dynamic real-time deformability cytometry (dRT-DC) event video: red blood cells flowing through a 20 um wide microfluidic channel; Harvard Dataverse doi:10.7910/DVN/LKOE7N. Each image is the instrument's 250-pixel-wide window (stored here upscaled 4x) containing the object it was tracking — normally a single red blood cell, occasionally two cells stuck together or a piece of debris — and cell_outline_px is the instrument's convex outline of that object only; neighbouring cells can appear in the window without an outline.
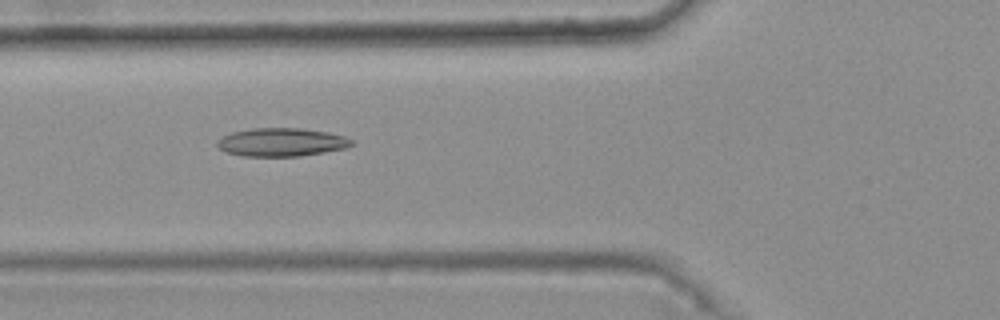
{"species": "common noctule bat (a hibernating species)", "species_latin": "Nyctalus noctula", "temperature_condition": "warm", "stored_images_in_passage": 30, "camera_frame_rate_fps": 3000, "um_per_image_px": 0.085, "animal": {"sex": "female", "body_mass_g": 25.1}, "frame": {"image": 1, "passage_image": 5, "time_ms": 1.333, "image_size_px": [1000, 320], "cell_outline_px": [[356, 144], [344, 148], [324, 152], [300, 156], [244, 156], [224, 152], [216, 144], [224, 136], [232, 132], [252, 128], [300, 128], [328, 132], [344, 136], [352, 140]], "centroid_in_image_um": [23.95, 12.08], "position_along_channel_um": 101.9, "area_um2": 22.08}}
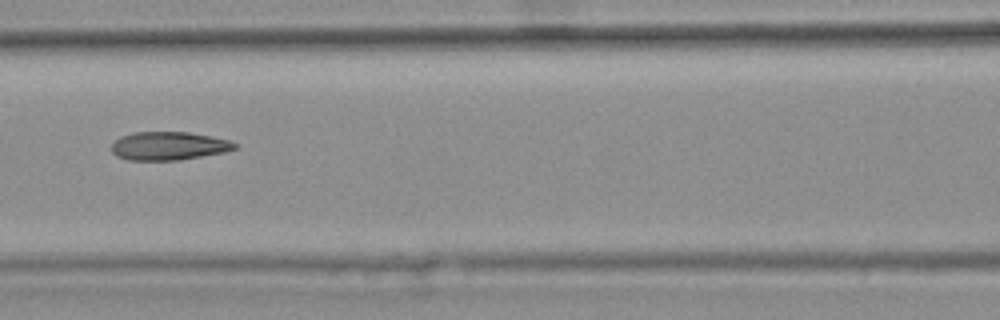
{"frame": {"image": 2, "passage_image": 9, "time_ms": 2.667, "image_size_px": [1000, 320], "cell_outline_px": [[240, 144], [236, 148], [224, 152], [180, 160], [128, 160], [116, 156], [112, 152], [112, 144], [120, 136], [132, 132], [188, 132], [228, 140]], "centroid_in_image_um": [14.32, 12.4], "position_along_channel_um": 152.3, "area_um2": 20.35}, "authors_computed_cell_mechanics": {"area_um2": 20.7502, "velocity_mm_per_s": 3.7608, "shape_relaxation_time_tau1_ms": null, "shape_relaxation_time_tau2_ms": 2.3344, "deformation_change_tau1": null, "deformation_change_tau2": 0.1005}}